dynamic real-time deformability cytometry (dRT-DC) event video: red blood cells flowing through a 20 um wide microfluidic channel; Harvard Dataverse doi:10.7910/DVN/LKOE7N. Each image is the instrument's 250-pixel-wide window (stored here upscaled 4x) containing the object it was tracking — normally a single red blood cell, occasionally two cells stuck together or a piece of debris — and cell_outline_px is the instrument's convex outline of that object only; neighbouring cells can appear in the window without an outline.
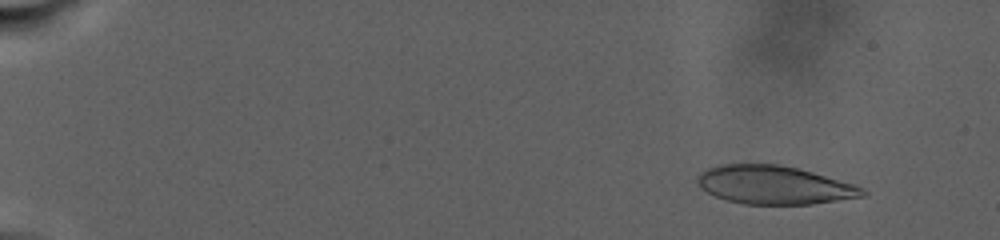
{"species": "human", "species_latin": "Homo sapiens", "temperature_condition": "warm", "stored_images_in_passage": 62, "camera_frame_rate_fps": 3000, "um_per_image_px": 0.085, "donor": {"sex": "male"}, "frame": {"image": 1, "passage_image": 7, "time_ms": 3.0, "image_size_px": [1000, 240], "cell_outline_px": [[868, 192], [864, 196], [812, 204], [744, 204], [728, 200], [716, 196], [700, 188], [696, 184], [696, 180], [708, 168], [720, 164], [780, 164], [800, 168], [852, 184], [864, 188]], "centroid_in_image_um": [65.81, 15.72], "position_along_channel_um": 19.2, "area_um2": 36.76}}
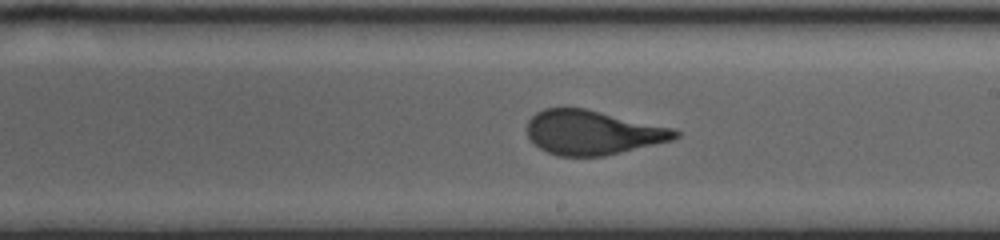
{"frame": {"image": 2, "passage_image": 38, "time_ms": 19.333, "image_size_px": [1000, 240], "cell_outline_px": [[680, 136], [672, 140], [604, 156], [556, 156], [540, 148], [528, 140], [528, 120], [536, 112], [544, 108], [584, 108], [672, 128], [680, 132]], "centroid_in_image_um": [50.34, 11.27], "position_along_channel_um": 238.7, "area_um2": 38.03}}
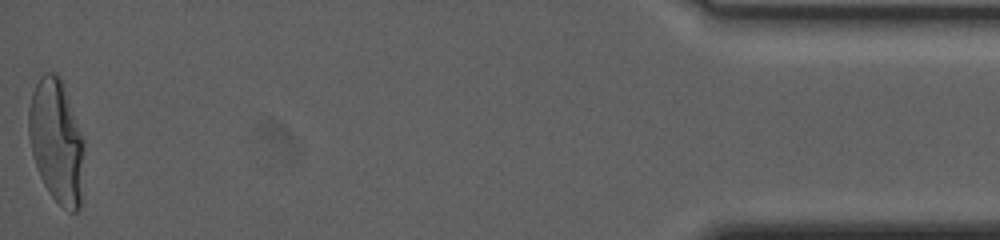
{"frame": {"image": 3, "passage_image": 62, "time_ms": 31.0, "image_size_px": [1000, 240], "cell_outline_px": [[84, 200], [80, 208], [76, 212], [72, 212], [64, 208], [52, 196], [44, 184], [40, 176], [32, 152], [28, 136], [28, 108], [32, 92], [40, 76], [44, 72], [56, 72], [60, 76], [84, 140]], "centroid_in_image_um": [4.84, 12.04], "position_along_channel_um": 430.4, "area_um2": 40.58}}